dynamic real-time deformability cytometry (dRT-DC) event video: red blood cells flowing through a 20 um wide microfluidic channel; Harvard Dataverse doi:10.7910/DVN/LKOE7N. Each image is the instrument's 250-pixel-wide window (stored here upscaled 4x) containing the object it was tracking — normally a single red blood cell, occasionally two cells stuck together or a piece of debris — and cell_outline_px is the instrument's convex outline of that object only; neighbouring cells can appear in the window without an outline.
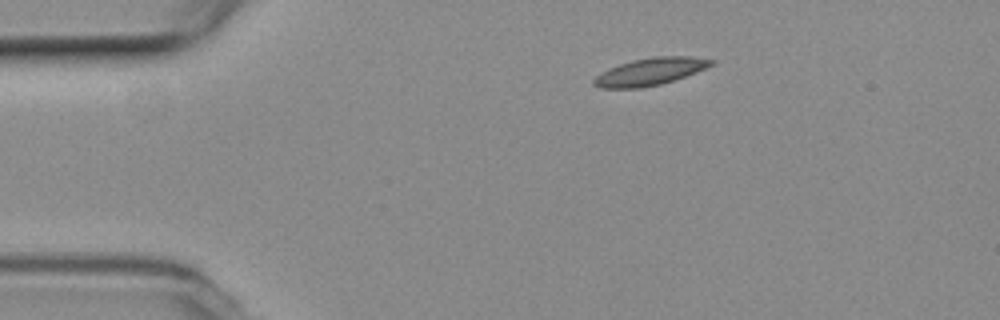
{"species": "common noctule bat (a hibernating species)", "species_latin": "Nyctalus noctula", "temperature_condition": "room temperature", "stored_images_in_passage": 41, "camera_frame_rate_fps": 3000, "um_per_image_px": 0.085, "animal": {"sex": "female", "body_mass_g": 19.3, "forearm_length_mm": 54.1}, "frame": {"image": 1, "passage_image": 1, "time_ms": 0.0, "image_size_px": [1000, 320], "cell_outline_px": [[716, 64], [696, 72], [660, 84], [640, 88], [600, 88], [592, 84], [592, 80], [600, 72], [608, 68], [632, 60], [652, 56], [688, 56], [716, 60]], "centroid_in_image_um": [55.25, 6.08], "position_along_channel_um": 29.8, "area_um2": 18.73}}
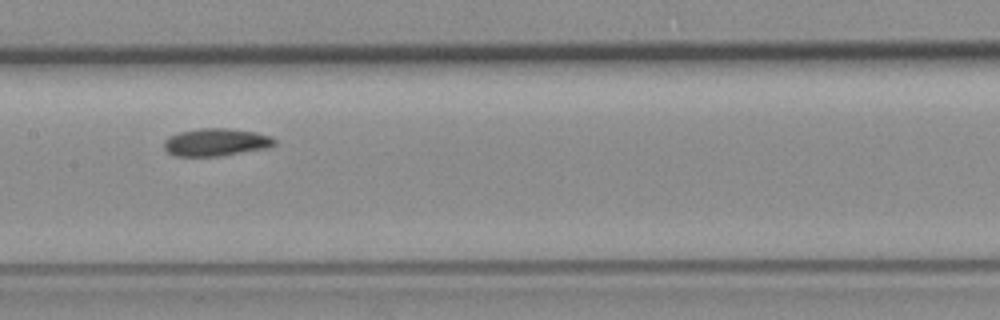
{"frame": {"image": 2, "passage_image": 18, "time_ms": 5.667, "image_size_px": [1000, 320], "cell_outline_px": [[276, 144], [268, 148], [220, 156], [176, 156], [168, 152], [164, 148], [164, 140], [168, 136], [180, 132], [200, 128], [228, 128], [256, 132], [272, 136], [276, 140]], "centroid_in_image_um": [18.38, 12.08], "position_along_channel_um": 189.0, "area_um2": 17.92}}
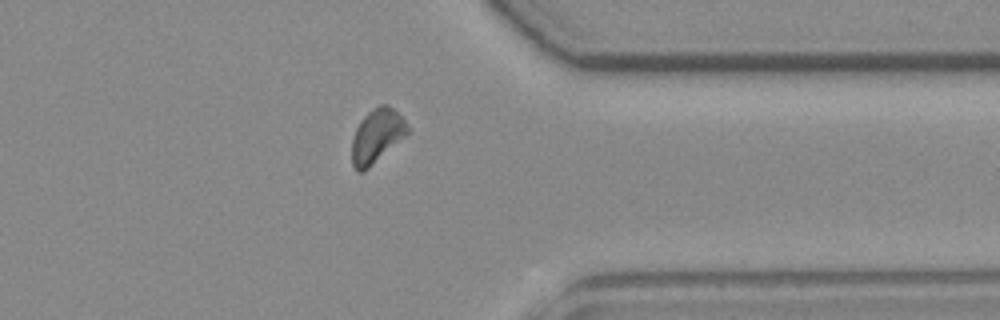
{"frame": {"image": 3, "passage_image": 34, "time_ms": 11.0, "image_size_px": [1000, 320], "cell_outline_px": [[408, 132], [404, 136], [364, 172], [356, 172], [352, 164], [352, 140], [356, 128], [360, 120], [372, 108], [380, 104], [388, 104], [404, 120], [408, 128]], "centroid_in_image_um": [31.98, 11.55], "position_along_channel_um": 379.4, "area_um2": 17.17}}